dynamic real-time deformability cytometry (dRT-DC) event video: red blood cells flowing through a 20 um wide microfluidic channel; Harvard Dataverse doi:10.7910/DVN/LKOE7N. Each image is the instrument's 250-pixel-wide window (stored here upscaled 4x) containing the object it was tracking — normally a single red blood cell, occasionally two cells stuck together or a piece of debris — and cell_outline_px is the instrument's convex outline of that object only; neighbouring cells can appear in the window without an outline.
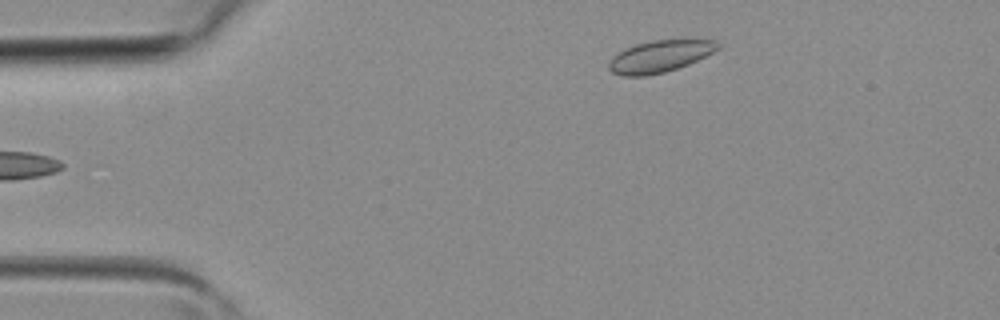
{"species": "common noctule bat (a hibernating species)", "species_latin": "Nyctalus noctula", "temperature_condition": "room temperature", "stored_images_in_passage": 5, "camera_frame_rate_fps": 3000, "um_per_image_px": 0.085, "animal": {"sex": "female", "body_mass_g": 19.3, "forearm_length_mm": 54.1}, "frame": {"image": 1, "passage_image": 5, "time_ms": 1.333, "image_size_px": [1000, 320], "cell_outline_px": [[720, 48], [688, 64], [664, 72], [644, 76], [620, 76], [612, 72], [608, 68], [608, 60], [612, 56], [624, 48], [636, 44], [652, 40], [716, 40], [720, 44]], "centroid_in_image_um": [56.02, 4.79], "position_along_channel_um": 29.0, "area_um2": 20.17}}